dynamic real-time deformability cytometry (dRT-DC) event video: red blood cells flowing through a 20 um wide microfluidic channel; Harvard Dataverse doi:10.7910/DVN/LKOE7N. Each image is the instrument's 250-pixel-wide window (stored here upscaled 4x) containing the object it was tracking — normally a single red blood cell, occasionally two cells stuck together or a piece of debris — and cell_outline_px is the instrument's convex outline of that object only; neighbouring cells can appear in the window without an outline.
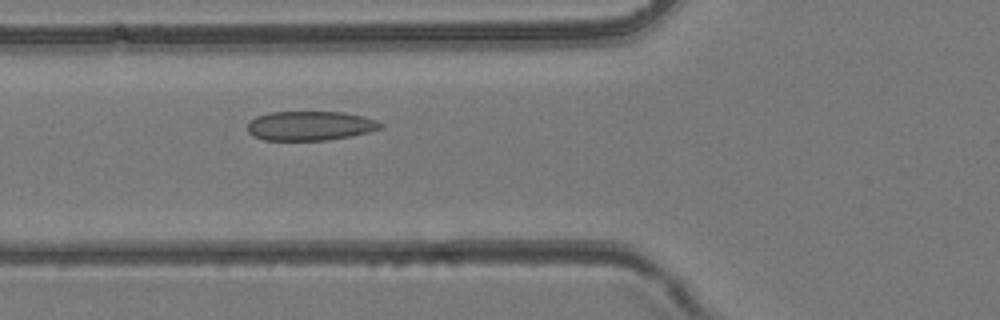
{"species": "common noctule bat (a hibernating species)", "species_latin": "Nyctalus noctula", "temperature_condition": "room temperature", "stored_images_in_passage": 32, "camera_frame_rate_fps": 3000, "um_per_image_px": 0.085, "animal": {"sex": "female", "body_mass_g": 24.6, "forearm_length_mm": 56.2}, "frame": {"image": 1, "passage_image": 5, "time_ms": 1.333, "image_size_px": [1000, 320], "cell_outline_px": [[384, 128], [352, 136], [328, 140], [264, 140], [252, 136], [248, 132], [248, 124], [256, 116], [268, 112], [344, 112], [364, 116], [376, 120], [384, 124]], "centroid_in_image_um": [26.39, 10.69], "position_along_channel_um": 99.4, "area_um2": 22.95}}
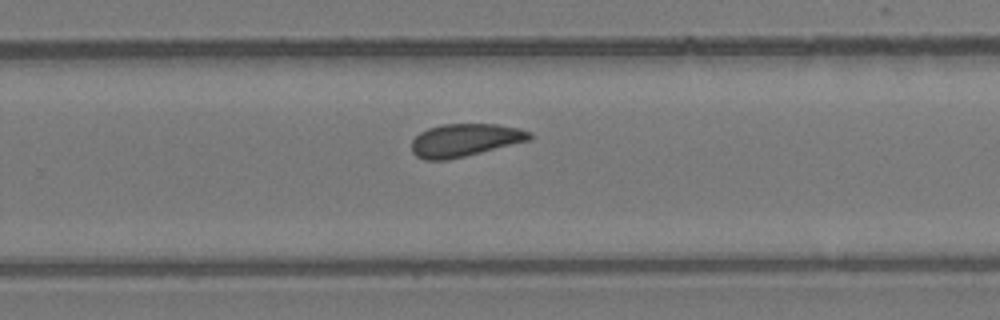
{"frame": {"image": 2, "passage_image": 17, "time_ms": 5.333, "image_size_px": [1000, 320], "cell_outline_px": [[532, 140], [448, 160], [424, 160], [416, 156], [412, 152], [412, 140], [420, 132], [428, 128], [444, 124], [496, 124], [520, 128], [532, 132]], "centroid_in_image_um": [39.54, 11.91], "position_along_channel_um": 290.3, "area_um2": 22.72}}
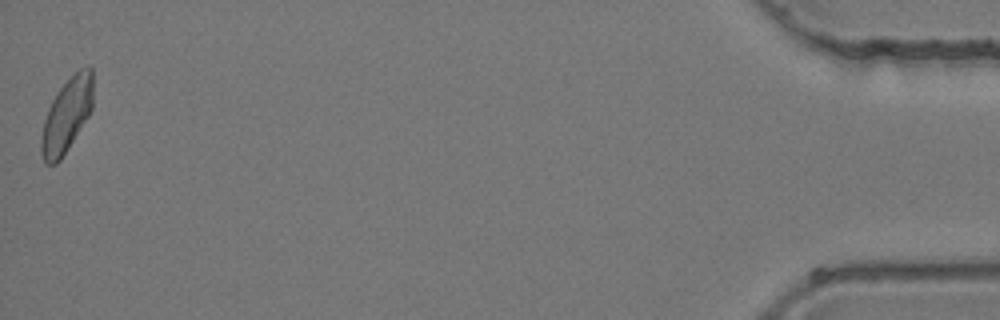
{"frame": {"image": 3, "passage_image": 32, "time_ms": 10.333, "image_size_px": [1000, 320], "cell_outline_px": [[92, 108], [88, 116], [60, 160], [56, 164], [44, 164], [40, 152], [40, 136], [44, 120], [48, 108], [52, 100], [60, 88], [80, 68], [88, 64], [92, 68]], "centroid_in_image_um": [5.64, 9.81], "position_along_channel_um": 429.6, "area_um2": 22.2}}